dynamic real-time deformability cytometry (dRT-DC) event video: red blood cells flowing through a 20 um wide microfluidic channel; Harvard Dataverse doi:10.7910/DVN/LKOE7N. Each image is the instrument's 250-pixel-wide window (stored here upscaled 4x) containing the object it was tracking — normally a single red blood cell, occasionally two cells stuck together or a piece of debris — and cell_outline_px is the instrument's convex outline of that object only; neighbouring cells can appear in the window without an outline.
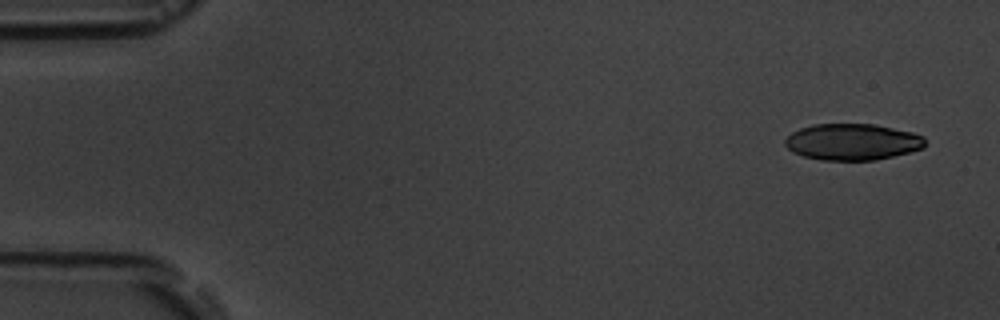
{"species": "common noctule bat (a hibernating species)", "species_latin": "Nyctalus noctula", "temperature_condition": "room temperature", "stored_images_in_passage": 4, "camera_frame_rate_fps": 3000, "um_per_image_px": 0.085, "animal": {"sex": "male", "body_mass_g": 19.5, "forearm_length_mm": 54.6}, "frame": {"image": 1, "passage_image": 1, "time_ms": 0.0, "image_size_px": [1000, 320], "cell_outline_px": [[924, 148], [876, 160], [820, 160], [804, 156], [792, 152], [784, 144], [784, 140], [792, 132], [800, 128], [812, 124], [876, 124], [912, 132], [924, 136]], "centroid_in_image_um": [72.43, 12.05], "position_along_channel_um": 12.6, "area_um2": 29.77}}